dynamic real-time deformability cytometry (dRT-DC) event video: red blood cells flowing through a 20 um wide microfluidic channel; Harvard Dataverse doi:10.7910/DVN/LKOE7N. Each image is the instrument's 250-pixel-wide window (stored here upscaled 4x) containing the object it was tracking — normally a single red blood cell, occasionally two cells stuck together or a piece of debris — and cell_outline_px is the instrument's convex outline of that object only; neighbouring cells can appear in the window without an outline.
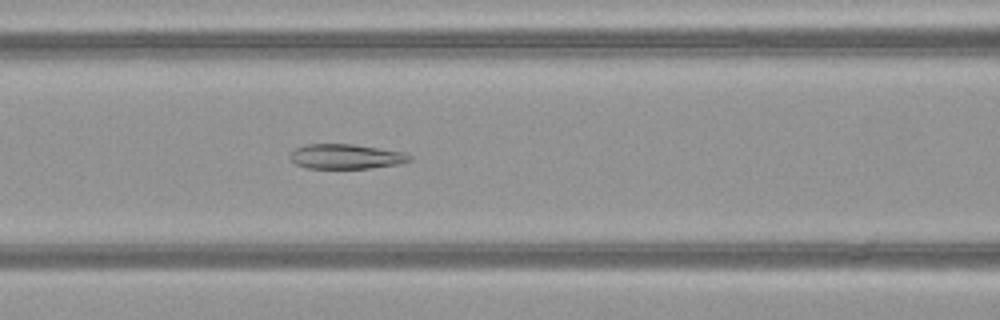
{"species": "common noctule bat (a hibernating species)", "species_latin": "Nyctalus noctula", "temperature_condition": "warm", "stored_images_in_passage": 50, "camera_frame_rate_fps": 3000, "um_per_image_px": 0.085, "animal": {"sex": "female", "body_mass_g": 21.9}, "frame": {"image": 1, "passage_image": 22, "time_ms": 7.0, "image_size_px": [1000, 320], "cell_outline_px": [[412, 160], [400, 164], [368, 168], [308, 168], [296, 164], [288, 156], [296, 148], [304, 144], [352, 144], [404, 152], [412, 156]], "centroid_in_image_um": [29.42, 13.3], "position_along_channel_um": 137.2, "area_um2": 17.22}}
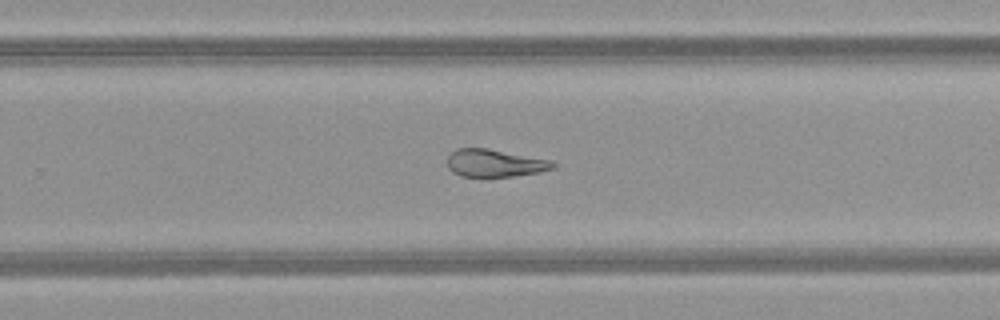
{"frame": {"image": 2, "passage_image": 33, "time_ms": 10.667, "image_size_px": [1000, 320], "cell_outline_px": [[556, 168], [540, 172], [512, 176], [460, 176], [452, 172], [448, 168], [448, 156], [456, 148], [488, 148], [552, 160], [556, 164]], "centroid_in_image_um": [42.08, 13.86], "position_along_channel_um": 287.7, "area_um2": 17.05}}
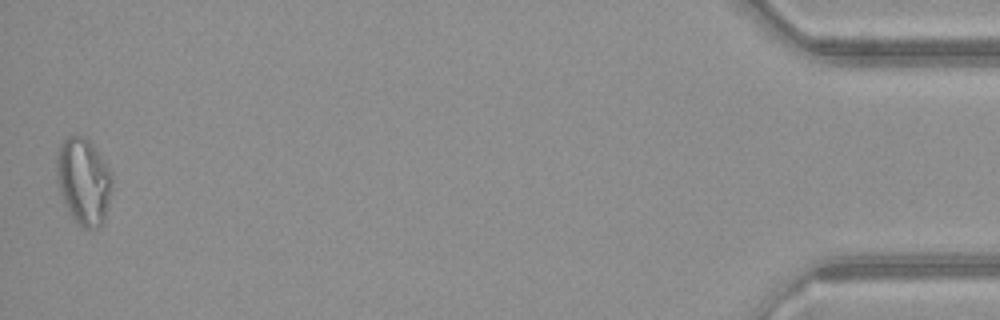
{"frame": {"image": 3, "passage_image": 50, "time_ms": 16.333, "image_size_px": [1000, 320], "cell_outline_px": [[112, 188], [104, 220], [100, 228], [80, 228], [72, 216], [64, 200], [56, 176], [56, 156], [60, 144], [68, 136], [84, 136], [88, 140], [104, 160], [112, 172]], "centroid_in_image_um": [7.12, 15.41], "position_along_channel_um": 428.1, "area_um2": 27.86}, "authors_computed_cell_mechanics": {"area_um2": 21.9351, "velocity_mm_per_s": 4.1133, "shape_relaxation_time_tau1_ms": null, "shape_relaxation_time_tau2_ms": 3.2544, "deformation_change_tau1": null, "deformation_change_tau2": 0.0881}}